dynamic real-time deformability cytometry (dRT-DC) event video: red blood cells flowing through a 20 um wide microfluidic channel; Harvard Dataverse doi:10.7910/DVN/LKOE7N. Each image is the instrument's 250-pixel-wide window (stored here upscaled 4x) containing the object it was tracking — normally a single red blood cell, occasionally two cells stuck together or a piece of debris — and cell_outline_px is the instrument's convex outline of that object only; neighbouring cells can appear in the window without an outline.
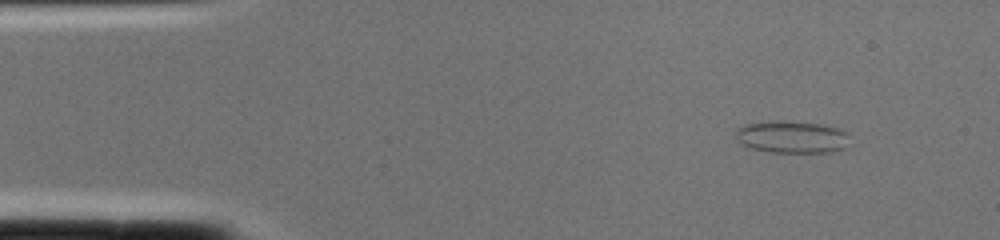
{"species": "common noctule bat (a hibernating species)", "species_latin": "Nyctalus noctula", "temperature_condition": "cold", "stored_images_in_passage": 1, "camera_frame_rate_fps": 3000, "um_per_image_px": 0.085, "animal": {"sex": "female", "body_mass_g": 22.0, "forearm_length_mm": 56.7}, "frame": {"image": 1, "passage_image": 1, "time_ms": 0.0, "image_size_px": [1000, 240], "cell_outline_px": [[848, 136], [844, 148], [832, 152], [772, 152], [752, 148], [736, 140], [736, 128], [744, 124], [772, 120], [788, 120], [820, 124], [836, 128], [848, 132]], "centroid_in_image_um": [67.27, 11.62], "position_along_channel_um": 17.7, "area_um2": 21.44}}